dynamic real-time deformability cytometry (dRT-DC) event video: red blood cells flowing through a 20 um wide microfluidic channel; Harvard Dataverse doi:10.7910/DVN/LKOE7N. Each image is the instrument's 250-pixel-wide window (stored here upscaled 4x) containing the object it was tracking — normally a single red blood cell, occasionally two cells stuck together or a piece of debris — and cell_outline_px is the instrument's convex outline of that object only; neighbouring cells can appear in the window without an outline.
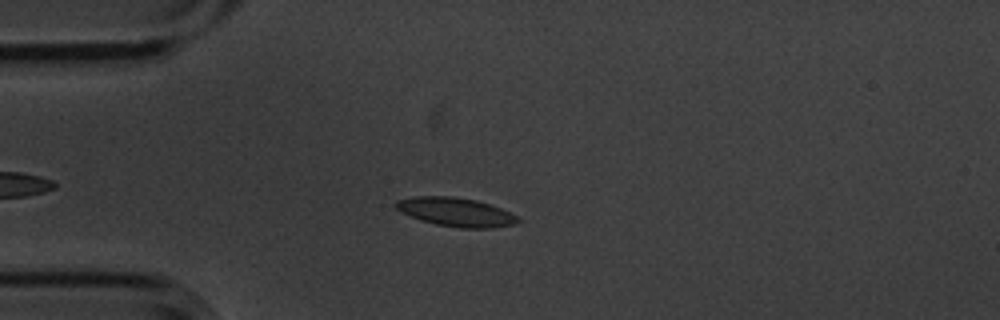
{"species": "common noctule bat (a hibernating species)", "species_latin": "Nyctalus noctula", "temperature_condition": "cold", "stored_images_in_passage": 14, "camera_frame_rate_fps": 3000, "um_per_image_px": 0.085, "animal": {"sex": "male", "body_mass_g": 20.1, "forearm_length_mm": 53.5}, "frame": {"image": 1, "passage_image": 3, "time_ms": 0.667, "image_size_px": [1000, 320], "cell_outline_px": [[520, 220], [516, 224], [492, 228], [460, 228], [436, 224], [420, 220], [400, 212], [392, 204], [396, 200], [416, 196], [452, 196], [476, 200], [500, 208], [516, 216]], "centroid_in_image_um": [38.7, 18.02], "position_along_channel_um": 46.3, "area_um2": 20.46}}
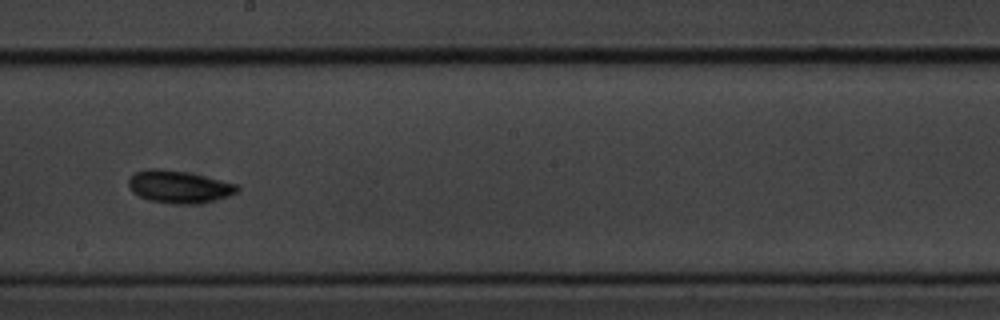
{"frame": {"image": 2, "passage_image": 8, "time_ms": 2.333, "image_size_px": [1000, 320], "cell_outline_px": [[240, 192], [216, 200], [200, 204], [172, 204], [148, 200], [132, 192], [128, 188], [128, 180], [136, 172], [148, 168], [160, 168], [184, 172], [204, 176], [236, 184], [240, 188]], "centroid_in_image_um": [15.21, 15.89], "position_along_channel_um": 233.0, "area_um2": 20.69}}
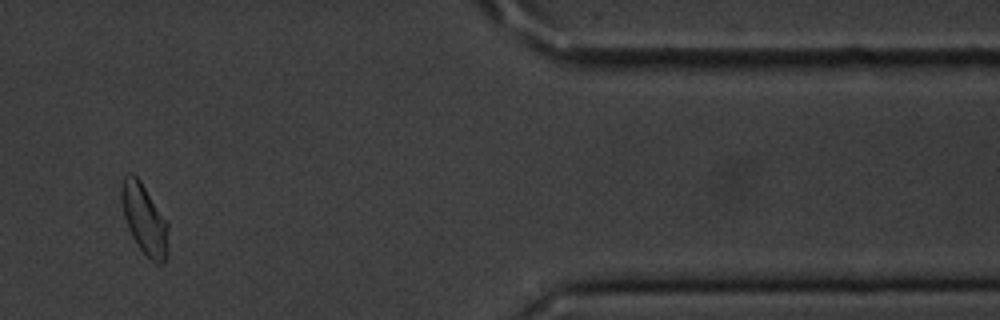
{"frame": {"image": 3, "passage_image": 12, "time_ms": 3.667, "image_size_px": [1000, 320], "cell_outline_px": [[168, 252], [164, 264], [156, 264], [140, 248], [132, 236], [128, 228], [124, 216], [120, 196], [120, 184], [124, 176], [128, 172], [132, 172], [140, 180], [168, 220]], "centroid_in_image_um": [12.28, 18.6], "position_along_channel_um": 399.1, "area_um2": 19.54}}